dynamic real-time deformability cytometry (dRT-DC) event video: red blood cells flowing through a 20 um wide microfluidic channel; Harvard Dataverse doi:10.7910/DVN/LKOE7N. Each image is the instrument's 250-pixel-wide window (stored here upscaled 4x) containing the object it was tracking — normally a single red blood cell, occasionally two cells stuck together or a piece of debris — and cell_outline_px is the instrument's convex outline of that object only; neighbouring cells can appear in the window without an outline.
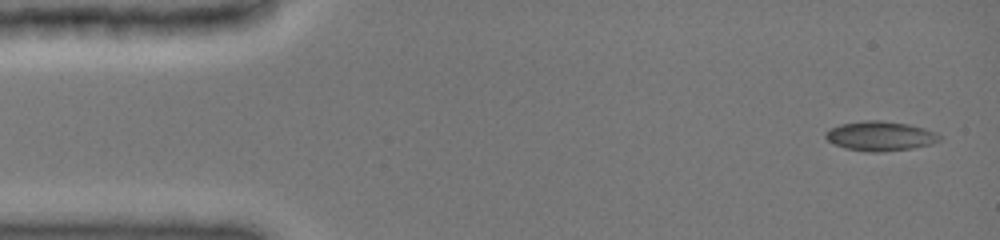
{"species": "common noctule bat (a hibernating species)", "species_latin": "Nyctalus noctula", "temperature_condition": "cold", "stored_images_in_passage": 40, "camera_frame_rate_fps": 3000, "um_per_image_px": 0.085, "animal": {"sex": "female", "body_mass_g": 19.0, "forearm_length_mm": 51.5}, "frame": {"image": 1, "passage_image": 1, "time_ms": 0.0, "image_size_px": [1000, 240], "cell_outline_px": [[944, 136], [940, 140], [932, 144], [912, 148], [876, 152], [868, 152], [844, 148], [828, 140], [824, 136], [824, 132], [840, 124], [864, 120], [880, 120], [908, 124], [924, 128], [936, 132]], "centroid_in_image_um": [74.84, 11.56], "position_along_channel_um": 10.2, "area_um2": 19.65}}
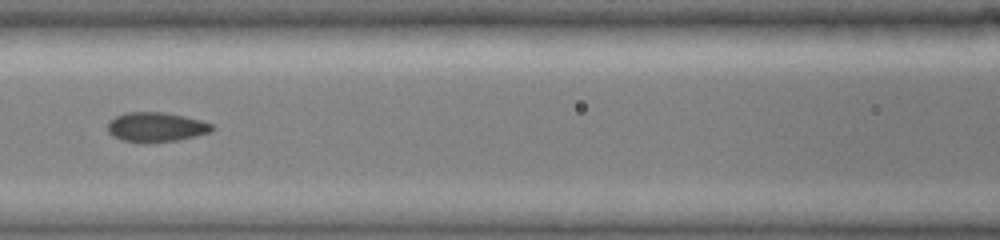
{"frame": {"image": 2, "passage_image": 17, "time_ms": 6.333, "image_size_px": [1000, 240], "cell_outline_px": [[216, 128], [212, 132], [196, 136], [176, 140], [120, 140], [112, 136], [108, 132], [108, 120], [116, 116], [128, 112], [164, 112], [184, 116], [200, 120], [212, 124]], "centroid_in_image_um": [13.29, 10.76], "position_along_channel_um": 153.3, "area_um2": 17.51}}
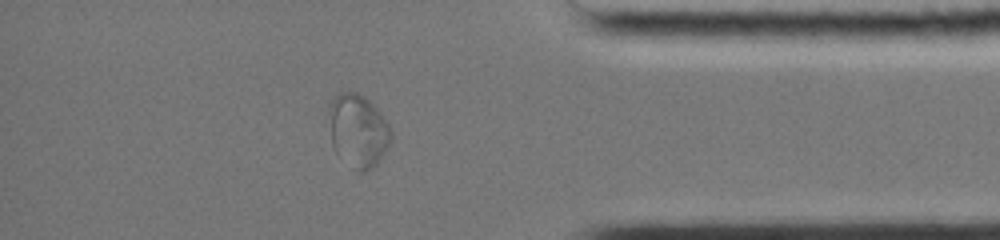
{"frame": {"image": 3, "passage_image": 35, "time_ms": 13.0, "image_size_px": [1000, 240], "cell_outline_px": [[392, 140], [376, 164], [372, 168], [364, 172], [360, 172], [336, 152], [332, 144], [328, 112], [328, 104], [340, 92], [356, 92], [364, 96], [380, 112], [388, 124], [392, 132]], "centroid_in_image_um": [30.43, 11.08], "position_along_channel_um": 404.8, "area_um2": 26.13}}